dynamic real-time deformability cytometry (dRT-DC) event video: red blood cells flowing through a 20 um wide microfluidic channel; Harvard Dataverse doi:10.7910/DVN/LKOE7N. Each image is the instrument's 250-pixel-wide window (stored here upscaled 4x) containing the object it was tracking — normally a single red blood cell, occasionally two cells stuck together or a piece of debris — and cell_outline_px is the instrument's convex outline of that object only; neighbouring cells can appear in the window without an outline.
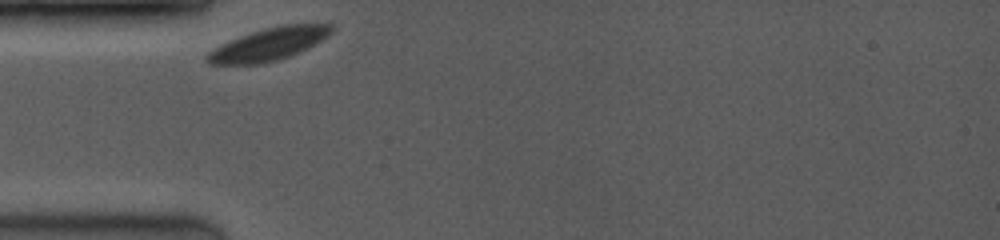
{"species": "common noctule bat (a hibernating species)", "species_latin": "Nyctalus noctula", "temperature_condition": "room temperature", "stored_images_in_passage": 13, "camera_frame_rate_fps": 3500, "um_per_image_px": 0.085, "animal": {"sex": "female", "body_mass_g": 19.0, "forearm_length_mm": 53.3}, "frame": {"image": 1, "passage_image": 1, "time_ms": 0.0, "image_size_px": [1000, 240], "cell_outline_px": [[332, 32], [328, 36], [288, 56], [276, 60], [256, 64], [208, 64], [204, 60], [204, 56], [208, 52], [220, 44], [240, 36], [264, 28], [280, 24], [332, 24]], "centroid_in_image_um": [22.76, 3.75], "position_along_channel_um": 62.2, "area_um2": 23.18}}
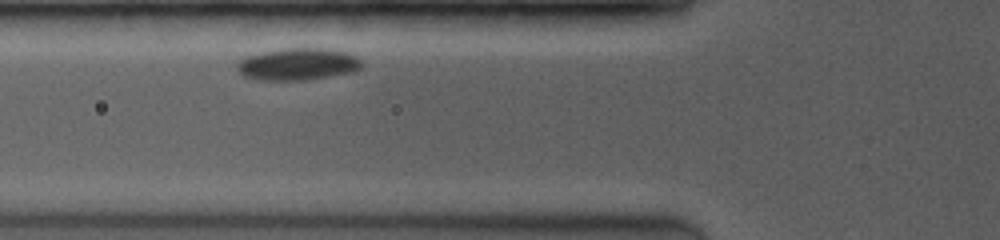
{"frame": {"image": 2, "passage_image": 4, "time_ms": 1.143, "image_size_px": [1000, 240], "cell_outline_px": [[360, 68], [356, 72], [332, 76], [304, 80], [256, 80], [244, 76], [236, 68], [236, 64], [244, 56], [260, 52], [280, 48], [328, 48], [344, 52], [356, 56], [360, 60]], "centroid_in_image_um": [25.28, 5.45], "position_along_channel_um": 100.5, "area_um2": 23.58}}
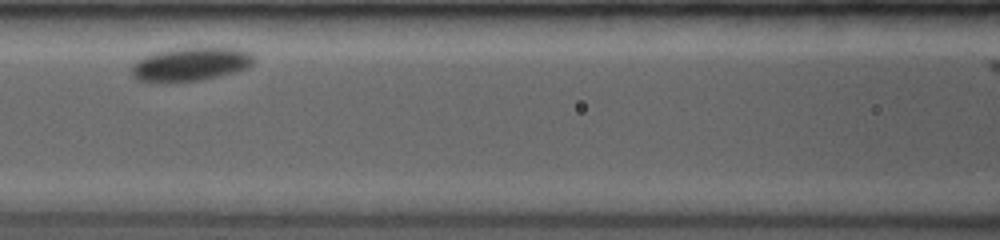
{"frame": {"image": 3, "passage_image": 8, "time_ms": 2.571, "image_size_px": [1000, 240], "cell_outline_px": [[256, 56], [252, 64], [244, 68], [232, 72], [200, 80], [136, 80], [132, 76], [132, 64], [136, 60], [144, 56], [156, 52], [172, 48], [240, 48], [252, 52]], "centroid_in_image_um": [16.23, 5.41], "position_along_channel_um": 150.4, "area_um2": 23.35}}